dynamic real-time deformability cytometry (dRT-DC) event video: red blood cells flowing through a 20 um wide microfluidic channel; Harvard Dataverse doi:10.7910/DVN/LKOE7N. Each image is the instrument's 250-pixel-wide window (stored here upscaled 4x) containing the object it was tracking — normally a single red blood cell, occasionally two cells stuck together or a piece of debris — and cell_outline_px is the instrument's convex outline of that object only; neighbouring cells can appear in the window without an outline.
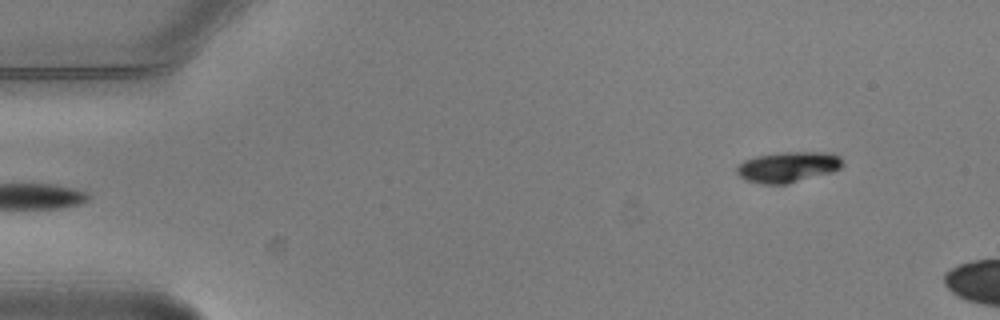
{"species": "common noctule bat (a hibernating species)", "species_latin": "Nyctalus noctula", "temperature_condition": "warm", "stored_images_in_passage": 4, "segment_of_instrument_passage": [2, 2], "camera_frame_rate_fps": 3000, "um_per_image_px": 0.085, "animal": {"sex": "male", "body_mass_g": 20.5, "forearm_length_mm": 52.5}, "frame": {"image": 1, "passage_image": 4, "time_ms": 1.0, "image_size_px": [1000, 320], "cell_outline_px": [[844, 164], [840, 168], [832, 172], [788, 184], [760, 184], [744, 180], [736, 172], [736, 168], [744, 160], [756, 156], [784, 152], [832, 152], [840, 156]], "centroid_in_image_um": [66.99, 14.2], "position_along_channel_um": 18.0, "area_um2": 19.07}}